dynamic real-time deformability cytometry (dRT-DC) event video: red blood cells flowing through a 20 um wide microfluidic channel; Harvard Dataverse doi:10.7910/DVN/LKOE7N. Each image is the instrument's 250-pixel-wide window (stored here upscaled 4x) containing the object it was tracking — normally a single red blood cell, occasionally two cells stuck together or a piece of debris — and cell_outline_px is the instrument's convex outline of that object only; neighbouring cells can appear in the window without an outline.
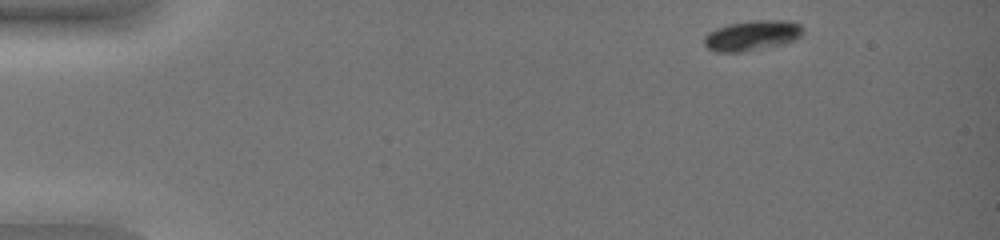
{"species": "common noctule bat (a hibernating species)", "species_latin": "Nyctalus noctula", "temperature_condition": "warm", "stored_images_in_passage": 44, "camera_frame_rate_fps": 3000, "um_per_image_px": 0.085, "animal": {"sex": "female", "body_mass_g": 19.0, "forearm_length_mm": 51.5}, "frame": {"image": 1, "passage_image": 1, "time_ms": 0.0, "image_size_px": [1000, 240], "cell_outline_px": [[804, 32], [796, 40], [784, 44], [740, 52], [716, 52], [708, 48], [704, 44], [704, 36], [708, 32], [716, 28], [728, 24], [752, 20], [784, 20], [800, 24], [804, 28]], "centroid_in_image_um": [63.94, 3.01], "position_along_channel_um": 21.1, "area_um2": 17.51}}
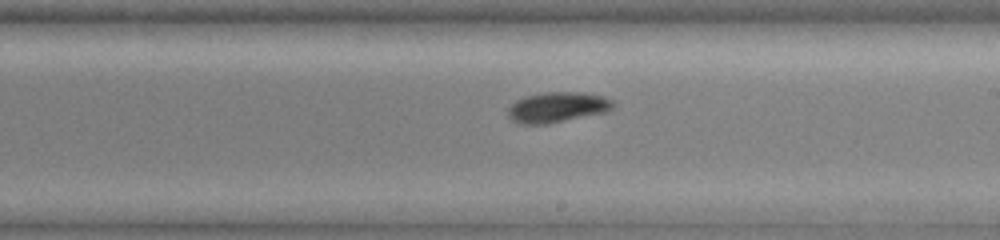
{"frame": {"image": 2, "passage_image": 26, "time_ms": 8.333, "image_size_px": [1000, 240], "cell_outline_px": [[616, 104], [612, 108], [604, 112], [548, 124], [516, 124], [508, 116], [508, 108], [516, 100], [524, 96], [544, 92], [580, 92], [604, 96], [616, 100]], "centroid_in_image_um": [47.37, 9.11], "position_along_channel_um": 241.6, "area_um2": 18.79}}
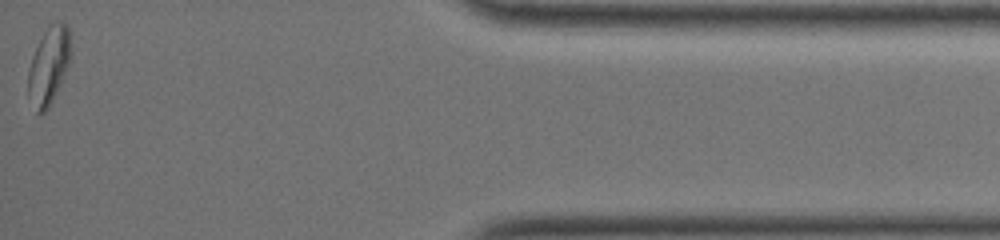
{"frame": {"image": 3, "passage_image": 44, "time_ms": 14.333, "image_size_px": [1000, 240], "cell_outline_px": [[72, 56], [56, 92], [48, 108], [44, 112], [36, 112], [28, 92], [28, 68], [32, 56], [48, 24], [52, 20], [60, 20], [68, 28], [72, 44]], "centroid_in_image_um": [4.17, 5.49], "position_along_channel_um": 431.0, "area_um2": 19.25}, "authors_computed_cell_mechanics": {"area_um2": 18.6694, "velocity_mm_per_s": 3.968, "shape_relaxation_time_tau1_ms": 2.6937, "shape_relaxation_time_tau2_ms": 3.5804, "deformation_change_tau1": 0.1314, "deformation_change_tau2": 0.0544}}